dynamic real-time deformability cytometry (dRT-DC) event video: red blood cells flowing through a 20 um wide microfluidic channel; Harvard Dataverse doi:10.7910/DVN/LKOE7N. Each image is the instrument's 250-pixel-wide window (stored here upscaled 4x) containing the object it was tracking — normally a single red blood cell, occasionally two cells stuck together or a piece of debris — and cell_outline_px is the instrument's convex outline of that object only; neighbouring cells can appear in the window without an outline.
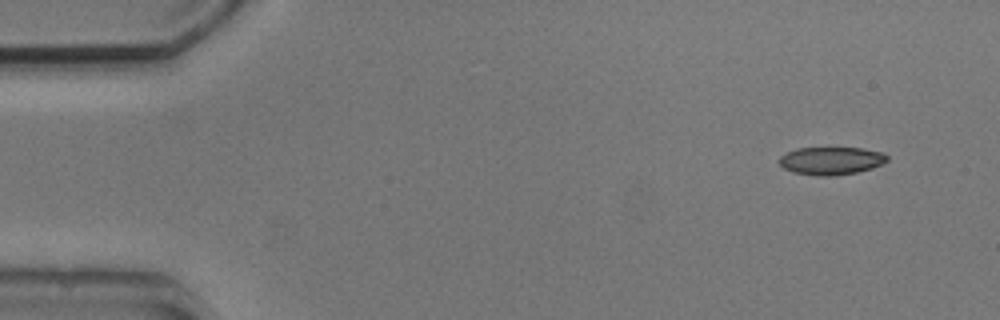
{"species": "common noctule bat (a hibernating species)", "species_latin": "Nyctalus noctula", "temperature_condition": "cold", "stored_images_in_passage": 2, "camera_frame_rate_fps": 3000, "um_per_image_px": 0.085, "animal": {"sex": "male", "body_mass_g": 20.5, "forearm_length_mm": 52.5}, "frame": {"image": 1, "passage_image": 2, "time_ms": 2.333, "image_size_px": [1000, 320], "cell_outline_px": [[888, 160], [872, 168], [856, 172], [836, 176], [820, 176], [792, 172], [784, 168], [780, 164], [780, 156], [796, 148], [860, 148], [884, 152], [888, 156]], "centroid_in_image_um": [70.66, 13.66], "position_along_channel_um": 14.3, "area_um2": 17.46}}